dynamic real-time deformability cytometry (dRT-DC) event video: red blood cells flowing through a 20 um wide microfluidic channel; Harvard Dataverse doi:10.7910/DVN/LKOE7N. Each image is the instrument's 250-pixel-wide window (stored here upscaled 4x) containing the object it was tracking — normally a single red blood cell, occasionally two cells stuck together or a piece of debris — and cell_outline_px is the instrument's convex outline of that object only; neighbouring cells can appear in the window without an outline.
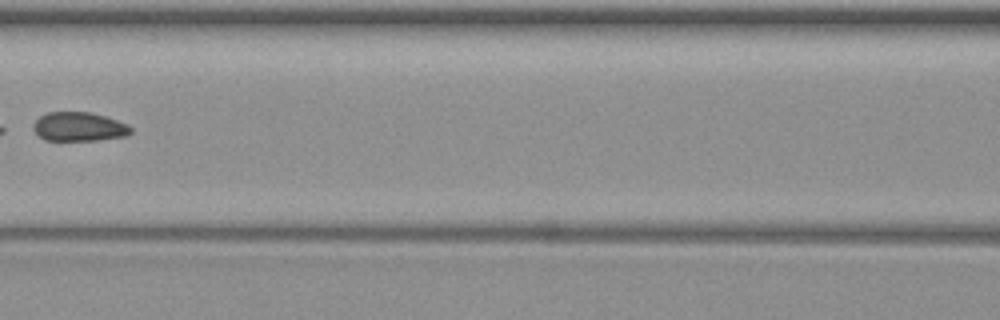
{"species": "common noctule bat (a hibernating species)", "species_latin": "Nyctalus noctula", "temperature_condition": "warm", "stored_images_in_passage": 7, "camera_frame_rate_fps": 3000, "um_per_image_px": 0.085, "animal": {"sex": "female", "body_mass_g": 19.3, "forearm_length_mm": 54.1}, "frame": {"image": 1, "passage_image": 7, "time_ms": 8.333, "image_size_px": [1000, 320], "cell_outline_px": [[132, 132], [128, 136], [96, 140], [44, 140], [32, 128], [32, 124], [40, 116], [48, 112], [92, 112], [128, 124], [132, 128]], "centroid_in_image_um": [6.73, 10.77], "position_along_channel_um": 159.9, "area_um2": 16.53}}